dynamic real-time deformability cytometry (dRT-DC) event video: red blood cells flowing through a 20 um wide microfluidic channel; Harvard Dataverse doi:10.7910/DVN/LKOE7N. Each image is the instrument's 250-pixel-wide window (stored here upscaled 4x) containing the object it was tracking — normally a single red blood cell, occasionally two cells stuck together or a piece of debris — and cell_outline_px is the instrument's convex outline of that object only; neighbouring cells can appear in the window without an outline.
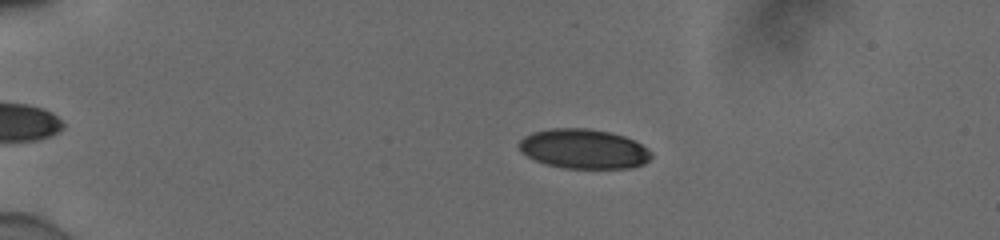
{"species": "human", "species_latin": "Homo sapiens", "temperature_condition": "cold", "stored_images_in_passage": 51, "camera_frame_rate_fps": 3000, "um_per_image_px": 0.085, "donor": {"sex": "male"}, "frame": {"image": 1, "passage_image": 9, "time_ms": 2.667, "image_size_px": [1000, 240], "cell_outline_px": [[652, 156], [644, 164], [632, 168], [564, 168], [548, 164], [536, 160], [520, 152], [520, 140], [524, 136], [532, 132], [548, 128], [588, 128], [608, 132], [624, 136], [648, 148], [652, 152]], "centroid_in_image_um": [49.62, 12.65], "position_along_channel_um": 35.4, "area_um2": 30.46}}
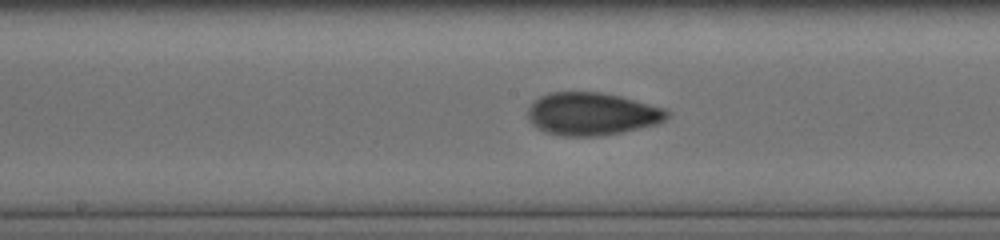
{"frame": {"image": 2, "passage_image": 27, "time_ms": 8.667, "image_size_px": [1000, 240], "cell_outline_px": [[668, 116], [664, 120], [656, 124], [620, 132], [600, 136], [564, 136], [544, 132], [532, 124], [528, 116], [528, 108], [540, 96], [548, 92], [600, 92], [620, 96], [664, 108], [668, 112]], "centroid_in_image_um": [50.28, 9.68], "position_along_channel_um": 197.9, "area_um2": 34.39}}
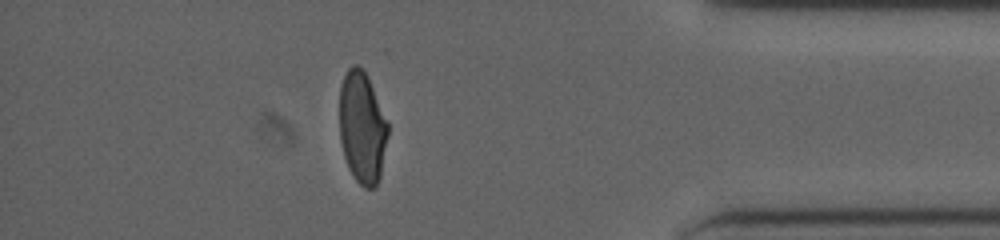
{"frame": {"image": 3, "passage_image": 45, "time_ms": 14.667, "image_size_px": [1000, 240], "cell_outline_px": [[388, 136], [380, 176], [376, 184], [372, 188], [364, 188], [356, 180], [348, 168], [344, 156], [340, 140], [340, 84], [348, 68], [352, 64], [356, 64], [368, 76], [388, 124]], "centroid_in_image_um": [30.78, 10.83], "position_along_channel_um": 404.4, "area_um2": 31.44}, "authors_computed_cell_mechanics": {"area_um2": 32.7726, "velocity_mm_per_s": 3.9192, "shape_relaxation_time_tau1_ms": 8.9173, "shape_relaxation_time_tau2_ms": 1.3815, "deformation_change_tau1": 0.2181, "deformation_change_tau2": 0.0549}}